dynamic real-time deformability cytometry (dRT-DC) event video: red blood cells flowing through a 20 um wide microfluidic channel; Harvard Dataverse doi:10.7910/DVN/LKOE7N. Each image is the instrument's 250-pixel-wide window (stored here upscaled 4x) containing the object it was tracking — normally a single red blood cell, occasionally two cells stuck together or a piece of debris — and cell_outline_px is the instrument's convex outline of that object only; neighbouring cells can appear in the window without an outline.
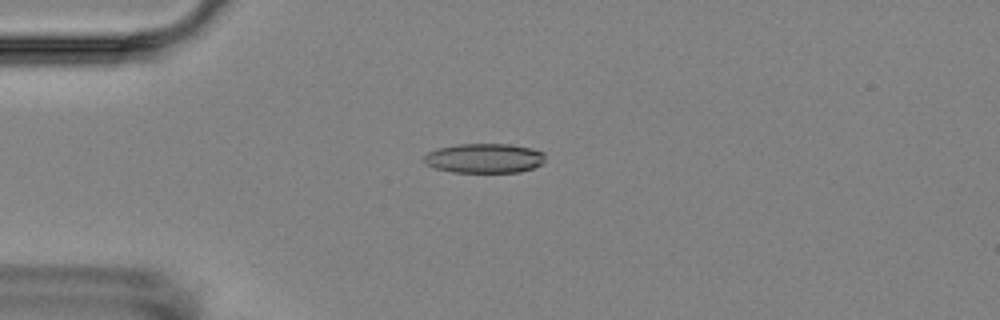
{"species": "Egyptian fruit bat (a non-hibernating species)", "species_latin": "Rousettus aegyptiacus", "temperature_condition": "room temperature", "stored_images_in_passage": 10, "camera_frame_rate_fps": 3000, "um_per_image_px": 0.085, "animal": {"sex": "female"}, "frame": {"image": 1, "passage_image": 5, "time_ms": 4.667, "image_size_px": [1000, 320], "cell_outline_px": [[544, 164], [520, 172], [452, 172], [436, 168], [424, 164], [424, 156], [428, 152], [440, 148], [460, 144], [508, 144], [532, 148], [544, 152]], "centroid_in_image_um": [41.2, 13.45], "position_along_channel_um": 43.8, "area_um2": 20.87}}
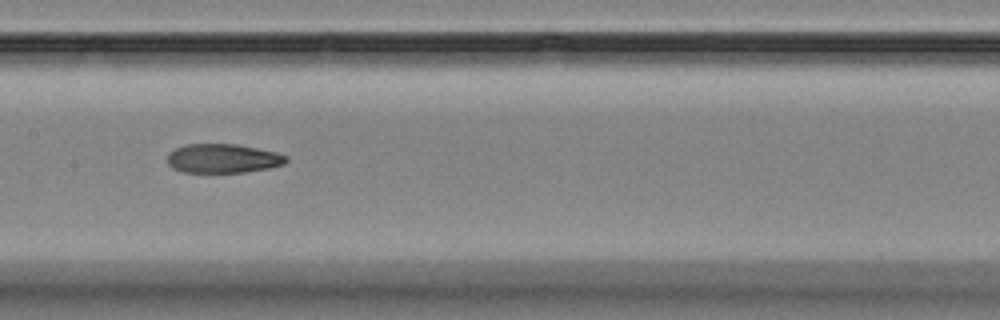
{"frame": {"image": 2, "passage_image": 9, "time_ms": 9.333, "image_size_px": [1000, 320], "cell_outline_px": [[288, 160], [284, 164], [268, 168], [244, 172], [184, 172], [172, 168], [168, 164], [168, 152], [184, 144], [236, 144], [276, 152], [288, 156]], "centroid_in_image_um": [18.94, 13.46], "position_along_channel_um": 188.5, "area_um2": 20.11}}
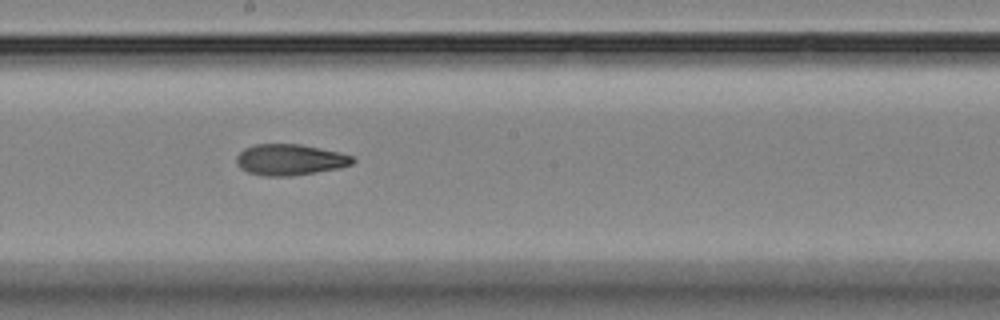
{"frame": {"image": 3, "passage_image": 10, "time_ms": 10.333, "image_size_px": [1000, 320], "cell_outline_px": [[356, 160], [352, 164], [340, 168], [292, 176], [264, 176], [248, 172], [240, 168], [236, 164], [236, 156], [244, 148], [256, 144], [300, 144], [340, 152], [352, 156]], "centroid_in_image_um": [24.64, 13.58], "position_along_channel_um": 223.6, "area_um2": 21.15}}